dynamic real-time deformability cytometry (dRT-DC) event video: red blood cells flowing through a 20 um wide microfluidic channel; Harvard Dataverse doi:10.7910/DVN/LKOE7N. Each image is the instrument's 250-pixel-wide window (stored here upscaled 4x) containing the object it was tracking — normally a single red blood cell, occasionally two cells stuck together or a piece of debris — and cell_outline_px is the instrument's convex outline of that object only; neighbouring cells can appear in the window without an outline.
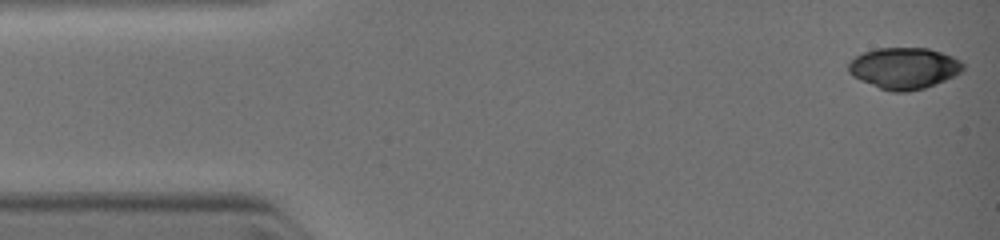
{"species": "common noctule bat (a hibernating species)", "species_latin": "Nyctalus noctula", "temperature_condition": "warm", "stored_images_in_passage": 22, "camera_frame_rate_fps": 3000, "um_per_image_px": 0.085, "animal": {"sex": "female", "body_mass_g": 19.0, "forearm_length_mm": 51.5}, "frame": {"image": 1, "passage_image": 1, "time_ms": 0.0, "image_size_px": [1000, 240], "cell_outline_px": [[964, 68], [956, 76], [924, 88], [908, 92], [892, 92], [880, 88], [860, 80], [852, 76], [848, 72], [848, 64], [856, 56], [864, 52], [876, 48], [928, 48], [952, 56], [960, 60], [964, 64]], "centroid_in_image_um": [76.85, 5.8], "position_along_channel_um": 8.2, "area_um2": 27.63}}
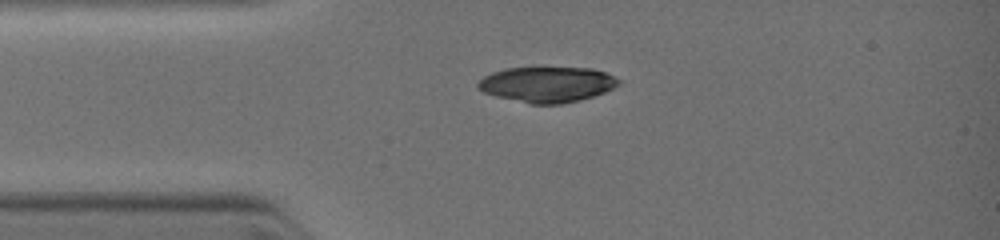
{"frame": {"image": 2, "passage_image": 15, "time_ms": 2.333, "image_size_px": [1000, 240], "cell_outline_px": [[620, 84], [604, 92], [580, 100], [560, 104], [532, 104], [496, 96], [484, 92], [476, 88], [476, 84], [484, 76], [492, 72], [504, 68], [592, 68], [608, 72], [620, 80]], "centroid_in_image_um": [46.51, 7.17], "position_along_channel_um": 38.5, "area_um2": 29.07}}